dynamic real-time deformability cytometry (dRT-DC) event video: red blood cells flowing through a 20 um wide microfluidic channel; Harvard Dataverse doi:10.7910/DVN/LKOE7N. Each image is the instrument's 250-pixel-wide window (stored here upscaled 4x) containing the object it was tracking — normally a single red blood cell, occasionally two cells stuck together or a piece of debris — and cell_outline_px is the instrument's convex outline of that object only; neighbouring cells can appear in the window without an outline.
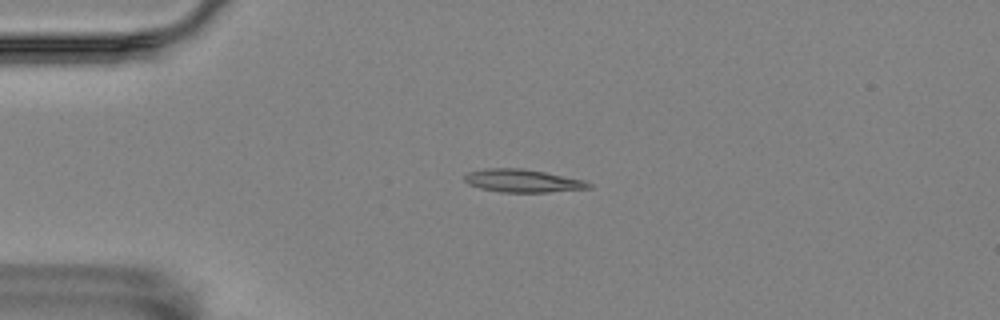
{"species": "Egyptian fruit bat (a non-hibernating species)", "species_latin": "Rousettus aegyptiacus", "temperature_condition": "room temperature", "stored_images_in_passage": 57, "camera_frame_rate_fps": 3000, "um_per_image_px": 0.085, "animal": {"sex": "female"}, "frame": {"image": 1, "passage_image": 14, "time_ms": 4.333, "image_size_px": [1000, 320], "cell_outline_px": [[592, 188], [548, 192], [500, 192], [480, 188], [468, 184], [464, 180], [464, 176], [468, 172], [484, 168], [524, 168], [584, 180], [592, 184]], "centroid_in_image_um": [44.41, 15.36], "position_along_channel_um": 40.6, "area_um2": 16.65}}
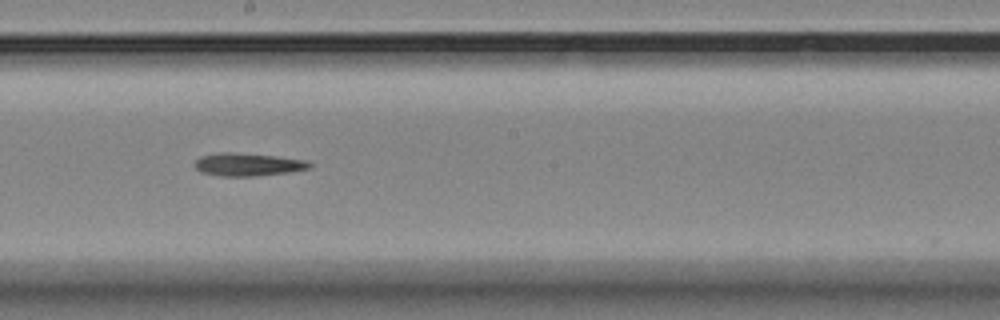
{"frame": {"image": 2, "passage_image": 32, "time_ms": 10.333, "image_size_px": [1000, 320], "cell_outline_px": [[312, 168], [288, 172], [252, 176], [220, 176], [200, 172], [196, 168], [196, 160], [200, 156], [216, 152], [232, 152], [276, 156], [308, 160], [312, 164]], "centroid_in_image_um": [21.08, 13.97], "position_along_channel_um": 227.1, "area_um2": 15.37}}
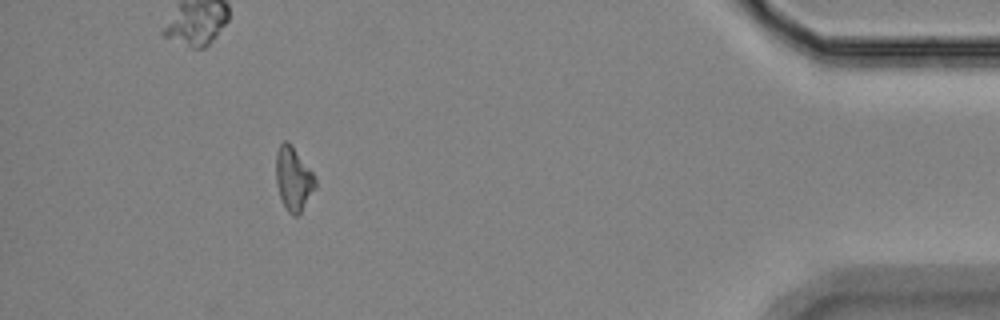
{"frame": {"image": 3, "passage_image": 52, "time_ms": 17.0, "image_size_px": [1000, 320], "cell_outline_px": [[316, 188], [300, 212], [296, 216], [292, 216], [288, 212], [280, 196], [276, 184], [276, 152], [280, 144], [284, 140], [288, 140], [292, 144], [312, 172], [316, 180]], "centroid_in_image_um": [24.93, 15.17], "position_along_channel_um": 410.3, "area_um2": 14.57}, "authors_computed_cell_mechanics": {"area_um2": 15.317, "velocity_mm_per_s": 3.5377, "shape_relaxation_time_tau1_ms": 8.7267, "shape_relaxation_time_tau2_ms": null, "deformation_change_tau1": 0.1994, "deformation_change_tau2": null}}